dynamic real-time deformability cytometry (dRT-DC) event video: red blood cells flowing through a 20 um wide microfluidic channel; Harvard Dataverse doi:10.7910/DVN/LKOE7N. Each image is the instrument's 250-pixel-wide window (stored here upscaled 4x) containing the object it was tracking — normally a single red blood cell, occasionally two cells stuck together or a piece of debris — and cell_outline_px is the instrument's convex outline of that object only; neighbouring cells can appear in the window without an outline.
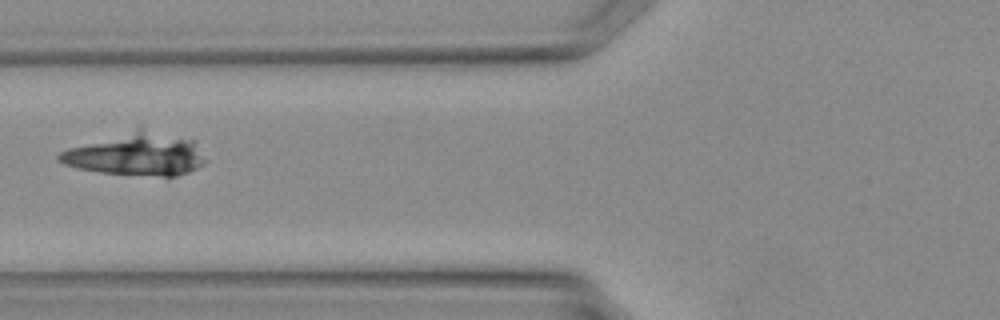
{"species": "Egyptian fruit bat (a non-hibernating species)", "species_latin": "Rousettus aegyptiacus", "temperature_condition": "warm", "stored_images_in_passage": 5, "camera_frame_rate_fps": 3000, "um_per_image_px": 0.085, "animal": {"sex": "female"}, "frame": {"image": 1, "passage_image": 3, "time_ms": 0.667, "image_size_px": [1000, 320], "cell_outline_px": [[208, 160], [204, 164], [188, 172], [176, 176], [160, 176], [100, 172], [76, 168], [64, 164], [56, 156], [60, 152], [68, 148], [140, 124], [192, 140]], "centroid_in_image_um": [11.58, 13.04], "position_along_channel_um": 114.2, "area_um2": 37.28}}
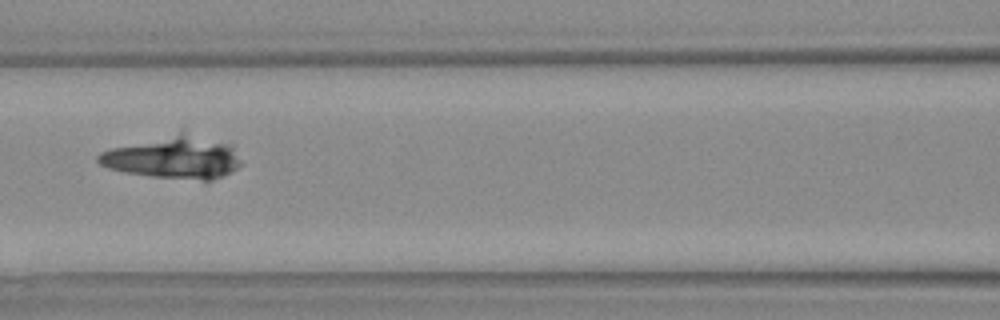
{"frame": {"image": 2, "passage_image": 5, "time_ms": 1.333, "image_size_px": [1000, 320], "cell_outline_px": [[244, 164], [224, 176], [212, 180], [204, 180], [152, 176], [124, 172], [108, 168], [100, 164], [96, 160], [96, 156], [100, 152], [112, 148], [180, 132], [232, 144]], "centroid_in_image_um": [14.8, 13.4], "position_along_channel_um": 151.8, "area_um2": 34.97}}